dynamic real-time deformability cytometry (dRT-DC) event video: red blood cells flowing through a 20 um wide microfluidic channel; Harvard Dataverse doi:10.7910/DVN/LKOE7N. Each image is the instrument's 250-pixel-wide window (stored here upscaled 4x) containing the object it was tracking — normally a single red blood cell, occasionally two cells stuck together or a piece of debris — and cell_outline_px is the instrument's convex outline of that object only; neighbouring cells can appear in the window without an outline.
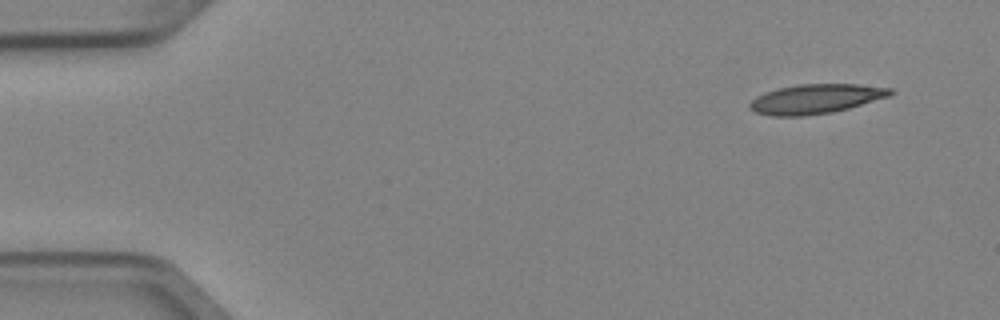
{"species": "Egyptian fruit bat (a non-hibernating species)", "species_latin": "Rousettus aegyptiacus", "temperature_condition": "cold", "stored_images_in_passage": 4, "camera_frame_rate_fps": 3000, "um_per_image_px": 0.085, "animal": {"sex": "female"}, "frame": {"image": 1, "passage_image": 1, "time_ms": 0.0, "image_size_px": [1000, 320], "cell_outline_px": [[896, 92], [888, 96], [848, 108], [832, 112], [804, 116], [772, 116], [756, 112], [748, 108], [748, 104], [756, 96], [764, 92], [776, 88], [800, 84], [856, 84], [892, 88]], "centroid_in_image_um": [69.3, 8.4], "position_along_channel_um": 15.7, "area_um2": 24.16}}
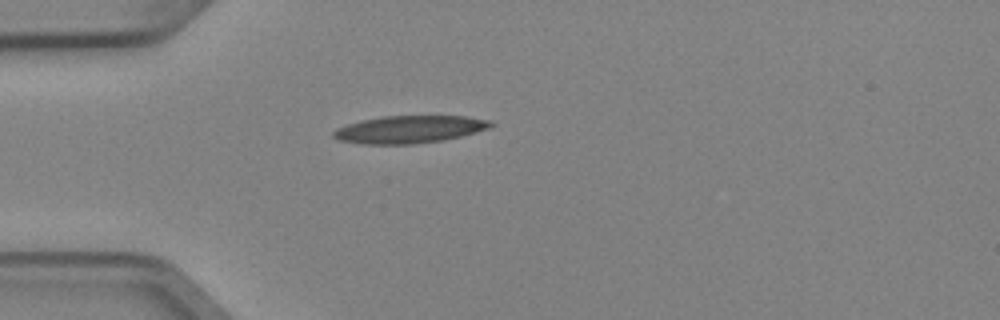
{"frame": {"image": 2, "passage_image": 4, "time_ms": 1.0, "image_size_px": [1000, 320], "cell_outline_px": [[496, 124], [488, 128], [476, 132], [444, 140], [412, 144], [364, 144], [340, 140], [332, 136], [332, 132], [336, 128], [348, 124], [364, 120], [384, 116], [464, 116], [492, 120]], "centroid_in_image_um": [34.83, 10.99], "position_along_channel_um": 50.2, "area_um2": 25.09}}